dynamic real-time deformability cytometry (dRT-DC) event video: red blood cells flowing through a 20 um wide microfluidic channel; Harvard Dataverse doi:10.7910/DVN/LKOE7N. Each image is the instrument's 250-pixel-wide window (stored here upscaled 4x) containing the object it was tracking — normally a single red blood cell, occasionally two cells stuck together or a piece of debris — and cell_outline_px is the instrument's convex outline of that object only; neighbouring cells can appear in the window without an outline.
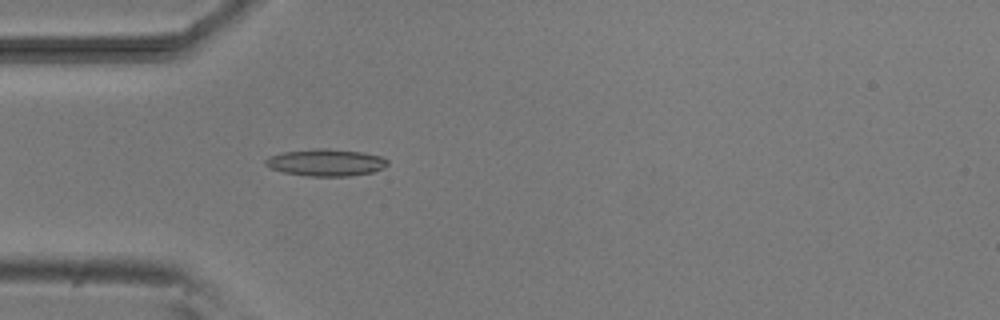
{"species": "common noctule bat (a hibernating species)", "species_latin": "Nyctalus noctula", "temperature_condition": "room temperature", "stored_images_in_passage": 4, "camera_frame_rate_fps": 3000, "um_per_image_px": 0.085, "animal": {"sex": "male", "body_mass_g": 20.5, "forearm_length_mm": 52.5}, "frame": {"image": 1, "passage_image": 4, "time_ms": 3.333, "image_size_px": [1000, 320], "cell_outline_px": [[388, 164], [384, 168], [372, 172], [348, 176], [308, 176], [284, 172], [272, 168], [264, 164], [264, 160], [268, 156], [284, 152], [316, 148], [328, 148], [360, 152], [380, 156], [388, 160]], "centroid_in_image_um": [27.69, 13.81], "position_along_channel_um": 57.3, "area_um2": 19.13}}